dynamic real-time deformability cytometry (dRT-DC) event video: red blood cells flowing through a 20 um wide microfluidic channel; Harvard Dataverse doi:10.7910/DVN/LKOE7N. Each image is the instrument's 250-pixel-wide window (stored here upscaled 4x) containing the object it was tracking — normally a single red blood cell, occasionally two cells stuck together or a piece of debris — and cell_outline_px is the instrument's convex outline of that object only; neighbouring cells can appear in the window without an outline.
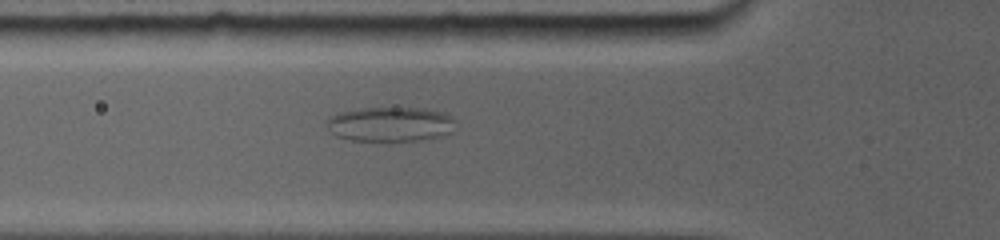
{"species": "common noctule bat (a hibernating species)", "species_latin": "Nyctalus noctula", "temperature_condition": "room temperature", "stored_images_in_passage": 13, "camera_frame_rate_fps": 5000, "um_per_image_px": 0.085, "animal": {"sex": "female", "body_mass_g": 19.0, "forearm_length_mm": 56.7}, "frame": {"image": 1, "passage_image": 13, "time_ms": 5.6, "image_size_px": [1000, 240], "cell_outline_px": [[452, 120], [432, 136], [412, 140], [352, 140], [340, 136], [328, 120], [332, 116], [340, 112], [364, 108], [424, 108], [444, 112], [452, 116]], "centroid_in_image_um": [33.08, 10.5], "position_along_channel_um": 92.7, "area_um2": 23.81}}